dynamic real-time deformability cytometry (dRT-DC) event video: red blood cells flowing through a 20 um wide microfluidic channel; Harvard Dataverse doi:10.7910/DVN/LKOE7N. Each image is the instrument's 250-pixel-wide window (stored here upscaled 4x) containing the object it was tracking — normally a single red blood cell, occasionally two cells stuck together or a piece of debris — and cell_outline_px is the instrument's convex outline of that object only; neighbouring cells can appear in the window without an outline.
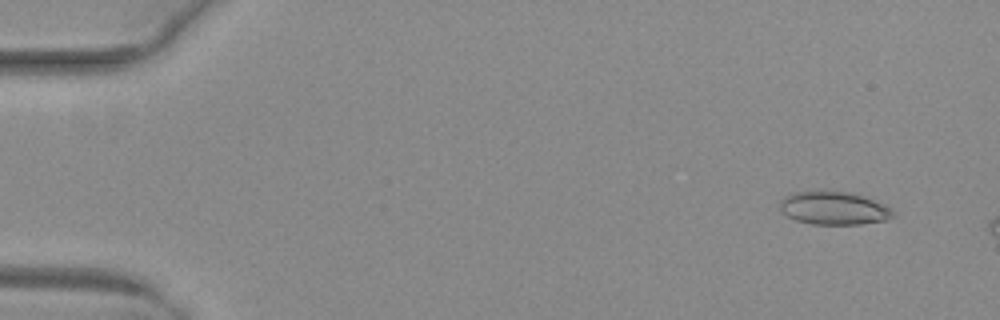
{"species": "common noctule bat (a hibernating species)", "species_latin": "Nyctalus noctula", "temperature_condition": "warm", "stored_images_in_passage": 10, "camera_frame_rate_fps": 3000, "um_per_image_px": 0.085, "animal": {"sex": "female", "body_mass_g": 29.2, "forearm_length_mm": 56.3}, "frame": {"image": 1, "passage_image": 4, "time_ms": 1.0, "image_size_px": [1000, 320], "cell_outline_px": [[896, 216], [888, 220], [860, 224], [812, 224], [796, 220], [788, 216], [780, 208], [780, 200], [796, 192], [824, 188], [852, 192], [864, 196], [884, 204], [896, 212]], "centroid_in_image_um": [70.93, 17.66], "position_along_channel_um": 14.1, "area_um2": 22.43}}